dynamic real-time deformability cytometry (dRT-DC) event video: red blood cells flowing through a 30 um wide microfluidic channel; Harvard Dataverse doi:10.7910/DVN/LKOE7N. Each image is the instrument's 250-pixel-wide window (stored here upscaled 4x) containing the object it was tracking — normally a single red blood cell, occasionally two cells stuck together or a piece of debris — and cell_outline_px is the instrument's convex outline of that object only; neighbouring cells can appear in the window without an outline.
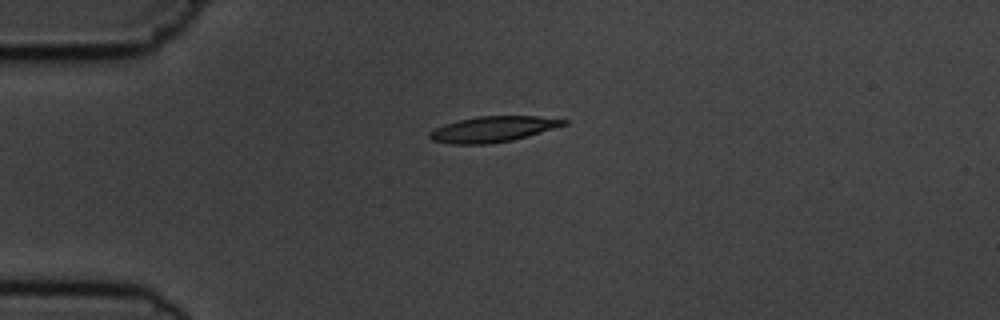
{"species": "common noctule bat (a hibernating species)", "species_latin": "Nyctalus noctula", "temperature_condition": "cold", "stored_images_in_passage": 6, "camera_frame_rate_fps": 3000, "um_per_image_px": 0.085, "animal": {"sex": "male", "body_mass_g": 19.5, "forearm_length_mm": 54.6}, "frame": {"image": 1, "passage_image": 6, "time_ms": 6.0, "image_size_px": [1000, 320], "cell_outline_px": [[568, 124], [528, 136], [512, 140], [488, 144], [448, 144], [432, 140], [428, 136], [428, 132], [444, 124], [476, 116], [536, 116], [568, 120]], "centroid_in_image_um": [41.88, 10.98], "position_along_channel_um": 43.1, "area_um2": 20.06}}